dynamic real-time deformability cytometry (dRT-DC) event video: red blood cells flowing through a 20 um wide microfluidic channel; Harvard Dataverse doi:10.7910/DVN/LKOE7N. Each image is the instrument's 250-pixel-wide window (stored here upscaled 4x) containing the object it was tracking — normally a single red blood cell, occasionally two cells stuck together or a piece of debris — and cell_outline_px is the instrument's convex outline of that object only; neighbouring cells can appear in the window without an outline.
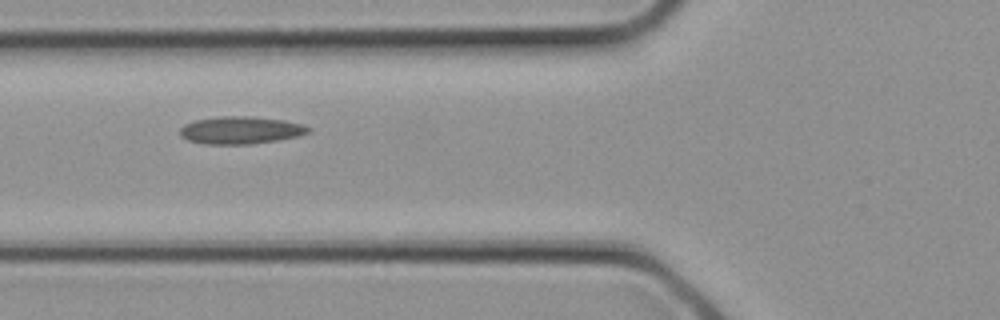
{"species": "common noctule bat (a hibernating species)", "species_latin": "Nyctalus noctula", "temperature_condition": "cold", "stored_images_in_passage": 3, "camera_frame_rate_fps": 3000, "um_per_image_px": 0.085, "animal": {"sex": "female", "body_mass_g": 21.9}, "frame": {"image": 1, "passage_image": 3, "time_ms": 0.667, "image_size_px": [1000, 320], "cell_outline_px": [[312, 128], [308, 132], [296, 136], [276, 140], [252, 144], [204, 144], [188, 140], [180, 136], [180, 128], [184, 124], [196, 120], [216, 116], [252, 116], [284, 120], [300, 124]], "centroid_in_image_um": [20.41, 11.06], "position_along_channel_um": 105.4, "area_um2": 20.52}}